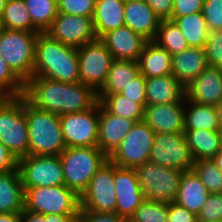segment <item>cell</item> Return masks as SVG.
<instances>
[{"label": "cell", "mask_w": 222, "mask_h": 222, "mask_svg": "<svg viewBox=\"0 0 222 222\" xmlns=\"http://www.w3.org/2000/svg\"><path fill=\"white\" fill-rule=\"evenodd\" d=\"M24 96L36 108L59 116L84 112L99 102L98 92L79 81L64 83L39 76L25 84Z\"/></svg>", "instance_id": "6da1fadb"}, {"label": "cell", "mask_w": 222, "mask_h": 222, "mask_svg": "<svg viewBox=\"0 0 222 222\" xmlns=\"http://www.w3.org/2000/svg\"><path fill=\"white\" fill-rule=\"evenodd\" d=\"M33 76L75 83L79 81L77 48L67 46L40 32L35 44V64Z\"/></svg>", "instance_id": "7a4b0ae2"}, {"label": "cell", "mask_w": 222, "mask_h": 222, "mask_svg": "<svg viewBox=\"0 0 222 222\" xmlns=\"http://www.w3.org/2000/svg\"><path fill=\"white\" fill-rule=\"evenodd\" d=\"M24 112L28 124V155H60L66 148L60 116L32 105L24 96Z\"/></svg>", "instance_id": "3957f363"}, {"label": "cell", "mask_w": 222, "mask_h": 222, "mask_svg": "<svg viewBox=\"0 0 222 222\" xmlns=\"http://www.w3.org/2000/svg\"><path fill=\"white\" fill-rule=\"evenodd\" d=\"M59 157L63 167L65 186L79 197L87 190L98 169L108 161V156L97 146L65 148Z\"/></svg>", "instance_id": "277c9868"}, {"label": "cell", "mask_w": 222, "mask_h": 222, "mask_svg": "<svg viewBox=\"0 0 222 222\" xmlns=\"http://www.w3.org/2000/svg\"><path fill=\"white\" fill-rule=\"evenodd\" d=\"M37 36L38 33L5 28L0 32V56L24 84L33 77Z\"/></svg>", "instance_id": "5b68a950"}, {"label": "cell", "mask_w": 222, "mask_h": 222, "mask_svg": "<svg viewBox=\"0 0 222 222\" xmlns=\"http://www.w3.org/2000/svg\"><path fill=\"white\" fill-rule=\"evenodd\" d=\"M0 142L17 160L28 156L29 131L24 112V95L0 101Z\"/></svg>", "instance_id": "8992f818"}, {"label": "cell", "mask_w": 222, "mask_h": 222, "mask_svg": "<svg viewBox=\"0 0 222 222\" xmlns=\"http://www.w3.org/2000/svg\"><path fill=\"white\" fill-rule=\"evenodd\" d=\"M145 199L149 201L175 202L183 170L146 162L135 169Z\"/></svg>", "instance_id": "52a82bcc"}, {"label": "cell", "mask_w": 222, "mask_h": 222, "mask_svg": "<svg viewBox=\"0 0 222 222\" xmlns=\"http://www.w3.org/2000/svg\"><path fill=\"white\" fill-rule=\"evenodd\" d=\"M156 133L143 120L136 122L120 145L108 156L118 167L135 169L149 162Z\"/></svg>", "instance_id": "ba28073f"}, {"label": "cell", "mask_w": 222, "mask_h": 222, "mask_svg": "<svg viewBox=\"0 0 222 222\" xmlns=\"http://www.w3.org/2000/svg\"><path fill=\"white\" fill-rule=\"evenodd\" d=\"M23 189L27 210L44 215L79 213L80 197L65 185Z\"/></svg>", "instance_id": "9c48e42d"}, {"label": "cell", "mask_w": 222, "mask_h": 222, "mask_svg": "<svg viewBox=\"0 0 222 222\" xmlns=\"http://www.w3.org/2000/svg\"><path fill=\"white\" fill-rule=\"evenodd\" d=\"M79 82L96 92L106 83L113 56L104 42L97 38L77 48Z\"/></svg>", "instance_id": "30bf717a"}, {"label": "cell", "mask_w": 222, "mask_h": 222, "mask_svg": "<svg viewBox=\"0 0 222 222\" xmlns=\"http://www.w3.org/2000/svg\"><path fill=\"white\" fill-rule=\"evenodd\" d=\"M23 188L65 185L59 155H28L18 160Z\"/></svg>", "instance_id": "8fae6325"}, {"label": "cell", "mask_w": 222, "mask_h": 222, "mask_svg": "<svg viewBox=\"0 0 222 222\" xmlns=\"http://www.w3.org/2000/svg\"><path fill=\"white\" fill-rule=\"evenodd\" d=\"M149 162L183 171L192 170L194 159L184 133H156Z\"/></svg>", "instance_id": "7c38bea8"}, {"label": "cell", "mask_w": 222, "mask_h": 222, "mask_svg": "<svg viewBox=\"0 0 222 222\" xmlns=\"http://www.w3.org/2000/svg\"><path fill=\"white\" fill-rule=\"evenodd\" d=\"M60 122L66 148L97 146L99 102L84 112L60 115Z\"/></svg>", "instance_id": "4fadbf2b"}, {"label": "cell", "mask_w": 222, "mask_h": 222, "mask_svg": "<svg viewBox=\"0 0 222 222\" xmlns=\"http://www.w3.org/2000/svg\"><path fill=\"white\" fill-rule=\"evenodd\" d=\"M116 192L114 164L106 161L94 174L87 190L80 197V210L115 212Z\"/></svg>", "instance_id": "5bb4252c"}, {"label": "cell", "mask_w": 222, "mask_h": 222, "mask_svg": "<svg viewBox=\"0 0 222 222\" xmlns=\"http://www.w3.org/2000/svg\"><path fill=\"white\" fill-rule=\"evenodd\" d=\"M46 33L62 44L74 48H80L97 39L93 18L59 12Z\"/></svg>", "instance_id": "9a60e30c"}, {"label": "cell", "mask_w": 222, "mask_h": 222, "mask_svg": "<svg viewBox=\"0 0 222 222\" xmlns=\"http://www.w3.org/2000/svg\"><path fill=\"white\" fill-rule=\"evenodd\" d=\"M114 186L116 192L115 213L130 219L145 200L134 169L118 167L114 164Z\"/></svg>", "instance_id": "2e32d148"}, {"label": "cell", "mask_w": 222, "mask_h": 222, "mask_svg": "<svg viewBox=\"0 0 222 222\" xmlns=\"http://www.w3.org/2000/svg\"><path fill=\"white\" fill-rule=\"evenodd\" d=\"M185 97L170 104L146 105L143 121L155 133H184Z\"/></svg>", "instance_id": "e0dca14e"}, {"label": "cell", "mask_w": 222, "mask_h": 222, "mask_svg": "<svg viewBox=\"0 0 222 222\" xmlns=\"http://www.w3.org/2000/svg\"><path fill=\"white\" fill-rule=\"evenodd\" d=\"M185 97L197 104L216 106L222 99V69L207 66L185 87Z\"/></svg>", "instance_id": "ac0fdd59"}, {"label": "cell", "mask_w": 222, "mask_h": 222, "mask_svg": "<svg viewBox=\"0 0 222 222\" xmlns=\"http://www.w3.org/2000/svg\"><path fill=\"white\" fill-rule=\"evenodd\" d=\"M136 122L109 113L99 103V127L97 147L109 156L125 138Z\"/></svg>", "instance_id": "d6986e66"}, {"label": "cell", "mask_w": 222, "mask_h": 222, "mask_svg": "<svg viewBox=\"0 0 222 222\" xmlns=\"http://www.w3.org/2000/svg\"><path fill=\"white\" fill-rule=\"evenodd\" d=\"M101 40L111 52L113 59L135 62L138 61L145 44L148 42L143 36L125 25L106 33Z\"/></svg>", "instance_id": "ffe728a7"}, {"label": "cell", "mask_w": 222, "mask_h": 222, "mask_svg": "<svg viewBox=\"0 0 222 222\" xmlns=\"http://www.w3.org/2000/svg\"><path fill=\"white\" fill-rule=\"evenodd\" d=\"M160 21L159 17L144 0L125 3V26L140 34L146 40L153 41L155 39Z\"/></svg>", "instance_id": "44dd1931"}, {"label": "cell", "mask_w": 222, "mask_h": 222, "mask_svg": "<svg viewBox=\"0 0 222 222\" xmlns=\"http://www.w3.org/2000/svg\"><path fill=\"white\" fill-rule=\"evenodd\" d=\"M147 105L170 104L185 97V87L173 75L146 78Z\"/></svg>", "instance_id": "7402d4cb"}, {"label": "cell", "mask_w": 222, "mask_h": 222, "mask_svg": "<svg viewBox=\"0 0 222 222\" xmlns=\"http://www.w3.org/2000/svg\"><path fill=\"white\" fill-rule=\"evenodd\" d=\"M208 66L204 48H191L172 56V74L186 87Z\"/></svg>", "instance_id": "603a6c76"}, {"label": "cell", "mask_w": 222, "mask_h": 222, "mask_svg": "<svg viewBox=\"0 0 222 222\" xmlns=\"http://www.w3.org/2000/svg\"><path fill=\"white\" fill-rule=\"evenodd\" d=\"M125 3L121 0H96L93 25L97 38L125 25Z\"/></svg>", "instance_id": "cb8c5ba5"}, {"label": "cell", "mask_w": 222, "mask_h": 222, "mask_svg": "<svg viewBox=\"0 0 222 222\" xmlns=\"http://www.w3.org/2000/svg\"><path fill=\"white\" fill-rule=\"evenodd\" d=\"M210 192L193 171H184L175 202L198 215Z\"/></svg>", "instance_id": "d4e9b609"}, {"label": "cell", "mask_w": 222, "mask_h": 222, "mask_svg": "<svg viewBox=\"0 0 222 222\" xmlns=\"http://www.w3.org/2000/svg\"><path fill=\"white\" fill-rule=\"evenodd\" d=\"M194 161L211 160L222 149V132L206 129H184Z\"/></svg>", "instance_id": "484cf974"}, {"label": "cell", "mask_w": 222, "mask_h": 222, "mask_svg": "<svg viewBox=\"0 0 222 222\" xmlns=\"http://www.w3.org/2000/svg\"><path fill=\"white\" fill-rule=\"evenodd\" d=\"M25 208V190L19 169L0 175V213L21 212Z\"/></svg>", "instance_id": "4316f807"}, {"label": "cell", "mask_w": 222, "mask_h": 222, "mask_svg": "<svg viewBox=\"0 0 222 222\" xmlns=\"http://www.w3.org/2000/svg\"><path fill=\"white\" fill-rule=\"evenodd\" d=\"M172 56L154 41H148L138 59L140 74L146 78L172 74Z\"/></svg>", "instance_id": "83f0119b"}, {"label": "cell", "mask_w": 222, "mask_h": 222, "mask_svg": "<svg viewBox=\"0 0 222 222\" xmlns=\"http://www.w3.org/2000/svg\"><path fill=\"white\" fill-rule=\"evenodd\" d=\"M140 74L139 64L130 60H113L106 83L98 94H120Z\"/></svg>", "instance_id": "f1b7e54d"}, {"label": "cell", "mask_w": 222, "mask_h": 222, "mask_svg": "<svg viewBox=\"0 0 222 222\" xmlns=\"http://www.w3.org/2000/svg\"><path fill=\"white\" fill-rule=\"evenodd\" d=\"M184 129L220 131V123L215 106L197 104L188 101L185 97Z\"/></svg>", "instance_id": "f546056e"}, {"label": "cell", "mask_w": 222, "mask_h": 222, "mask_svg": "<svg viewBox=\"0 0 222 222\" xmlns=\"http://www.w3.org/2000/svg\"><path fill=\"white\" fill-rule=\"evenodd\" d=\"M191 48H204L208 37V26L202 12L183 17H171Z\"/></svg>", "instance_id": "4dcf8cb0"}, {"label": "cell", "mask_w": 222, "mask_h": 222, "mask_svg": "<svg viewBox=\"0 0 222 222\" xmlns=\"http://www.w3.org/2000/svg\"><path fill=\"white\" fill-rule=\"evenodd\" d=\"M0 19L2 28L40 33L32 24V19L24 0H7Z\"/></svg>", "instance_id": "1f68e13d"}, {"label": "cell", "mask_w": 222, "mask_h": 222, "mask_svg": "<svg viewBox=\"0 0 222 222\" xmlns=\"http://www.w3.org/2000/svg\"><path fill=\"white\" fill-rule=\"evenodd\" d=\"M99 103L116 116L132 119L135 122L144 118V108L122 94H98Z\"/></svg>", "instance_id": "d6a6232c"}, {"label": "cell", "mask_w": 222, "mask_h": 222, "mask_svg": "<svg viewBox=\"0 0 222 222\" xmlns=\"http://www.w3.org/2000/svg\"><path fill=\"white\" fill-rule=\"evenodd\" d=\"M159 47L165 49L171 56L181 53L189 46L177 25L172 20H161L155 39Z\"/></svg>", "instance_id": "836d02e7"}, {"label": "cell", "mask_w": 222, "mask_h": 222, "mask_svg": "<svg viewBox=\"0 0 222 222\" xmlns=\"http://www.w3.org/2000/svg\"><path fill=\"white\" fill-rule=\"evenodd\" d=\"M29 10L32 24L40 31L46 32L58 14L57 0H24Z\"/></svg>", "instance_id": "e575fe53"}, {"label": "cell", "mask_w": 222, "mask_h": 222, "mask_svg": "<svg viewBox=\"0 0 222 222\" xmlns=\"http://www.w3.org/2000/svg\"><path fill=\"white\" fill-rule=\"evenodd\" d=\"M192 170L210 193H222V171L212 160L194 161Z\"/></svg>", "instance_id": "d590c367"}, {"label": "cell", "mask_w": 222, "mask_h": 222, "mask_svg": "<svg viewBox=\"0 0 222 222\" xmlns=\"http://www.w3.org/2000/svg\"><path fill=\"white\" fill-rule=\"evenodd\" d=\"M130 220L132 222H168V203L145 199Z\"/></svg>", "instance_id": "8d00e7d4"}, {"label": "cell", "mask_w": 222, "mask_h": 222, "mask_svg": "<svg viewBox=\"0 0 222 222\" xmlns=\"http://www.w3.org/2000/svg\"><path fill=\"white\" fill-rule=\"evenodd\" d=\"M25 84L12 72L0 56V94L3 97L24 95Z\"/></svg>", "instance_id": "74e56055"}, {"label": "cell", "mask_w": 222, "mask_h": 222, "mask_svg": "<svg viewBox=\"0 0 222 222\" xmlns=\"http://www.w3.org/2000/svg\"><path fill=\"white\" fill-rule=\"evenodd\" d=\"M57 5L59 13L93 18L96 0H57Z\"/></svg>", "instance_id": "f35d334b"}, {"label": "cell", "mask_w": 222, "mask_h": 222, "mask_svg": "<svg viewBox=\"0 0 222 222\" xmlns=\"http://www.w3.org/2000/svg\"><path fill=\"white\" fill-rule=\"evenodd\" d=\"M204 50L208 66L222 69V29L208 31Z\"/></svg>", "instance_id": "ab89813d"}, {"label": "cell", "mask_w": 222, "mask_h": 222, "mask_svg": "<svg viewBox=\"0 0 222 222\" xmlns=\"http://www.w3.org/2000/svg\"><path fill=\"white\" fill-rule=\"evenodd\" d=\"M222 221V193H210L197 215V222Z\"/></svg>", "instance_id": "60d3db41"}, {"label": "cell", "mask_w": 222, "mask_h": 222, "mask_svg": "<svg viewBox=\"0 0 222 222\" xmlns=\"http://www.w3.org/2000/svg\"><path fill=\"white\" fill-rule=\"evenodd\" d=\"M79 213L41 214L27 209L20 212V222H78Z\"/></svg>", "instance_id": "b9f144b4"}, {"label": "cell", "mask_w": 222, "mask_h": 222, "mask_svg": "<svg viewBox=\"0 0 222 222\" xmlns=\"http://www.w3.org/2000/svg\"><path fill=\"white\" fill-rule=\"evenodd\" d=\"M202 14L209 31L222 29V0H205Z\"/></svg>", "instance_id": "7bdbcfd3"}, {"label": "cell", "mask_w": 222, "mask_h": 222, "mask_svg": "<svg viewBox=\"0 0 222 222\" xmlns=\"http://www.w3.org/2000/svg\"><path fill=\"white\" fill-rule=\"evenodd\" d=\"M145 88L146 77L139 74L124 87V90L120 94L139 103L144 108L147 105Z\"/></svg>", "instance_id": "ee69618b"}, {"label": "cell", "mask_w": 222, "mask_h": 222, "mask_svg": "<svg viewBox=\"0 0 222 222\" xmlns=\"http://www.w3.org/2000/svg\"><path fill=\"white\" fill-rule=\"evenodd\" d=\"M125 218L115 212L79 210L78 222H124Z\"/></svg>", "instance_id": "f6af8a7d"}, {"label": "cell", "mask_w": 222, "mask_h": 222, "mask_svg": "<svg viewBox=\"0 0 222 222\" xmlns=\"http://www.w3.org/2000/svg\"><path fill=\"white\" fill-rule=\"evenodd\" d=\"M205 0H174L171 17H183L202 12Z\"/></svg>", "instance_id": "bcb514c9"}, {"label": "cell", "mask_w": 222, "mask_h": 222, "mask_svg": "<svg viewBox=\"0 0 222 222\" xmlns=\"http://www.w3.org/2000/svg\"><path fill=\"white\" fill-rule=\"evenodd\" d=\"M168 222H197V215L176 202H171L168 203Z\"/></svg>", "instance_id": "7dc6e473"}, {"label": "cell", "mask_w": 222, "mask_h": 222, "mask_svg": "<svg viewBox=\"0 0 222 222\" xmlns=\"http://www.w3.org/2000/svg\"><path fill=\"white\" fill-rule=\"evenodd\" d=\"M160 20H168L173 14L174 0H144Z\"/></svg>", "instance_id": "c3c4849f"}, {"label": "cell", "mask_w": 222, "mask_h": 222, "mask_svg": "<svg viewBox=\"0 0 222 222\" xmlns=\"http://www.w3.org/2000/svg\"><path fill=\"white\" fill-rule=\"evenodd\" d=\"M18 169V160L11 151L0 142V175Z\"/></svg>", "instance_id": "681fc988"}, {"label": "cell", "mask_w": 222, "mask_h": 222, "mask_svg": "<svg viewBox=\"0 0 222 222\" xmlns=\"http://www.w3.org/2000/svg\"><path fill=\"white\" fill-rule=\"evenodd\" d=\"M0 222H20V212L0 213Z\"/></svg>", "instance_id": "f907efd6"}, {"label": "cell", "mask_w": 222, "mask_h": 222, "mask_svg": "<svg viewBox=\"0 0 222 222\" xmlns=\"http://www.w3.org/2000/svg\"><path fill=\"white\" fill-rule=\"evenodd\" d=\"M211 160L222 171V149Z\"/></svg>", "instance_id": "816d5d0a"}, {"label": "cell", "mask_w": 222, "mask_h": 222, "mask_svg": "<svg viewBox=\"0 0 222 222\" xmlns=\"http://www.w3.org/2000/svg\"><path fill=\"white\" fill-rule=\"evenodd\" d=\"M219 123H220V131L222 132V99L215 106Z\"/></svg>", "instance_id": "f5cc1de1"}, {"label": "cell", "mask_w": 222, "mask_h": 222, "mask_svg": "<svg viewBox=\"0 0 222 222\" xmlns=\"http://www.w3.org/2000/svg\"><path fill=\"white\" fill-rule=\"evenodd\" d=\"M6 2H7V0H0V18L3 14L4 9H5Z\"/></svg>", "instance_id": "db71d44e"}, {"label": "cell", "mask_w": 222, "mask_h": 222, "mask_svg": "<svg viewBox=\"0 0 222 222\" xmlns=\"http://www.w3.org/2000/svg\"><path fill=\"white\" fill-rule=\"evenodd\" d=\"M121 1L126 3V2H130V1H135V0H121Z\"/></svg>", "instance_id": "11a10c76"}, {"label": "cell", "mask_w": 222, "mask_h": 222, "mask_svg": "<svg viewBox=\"0 0 222 222\" xmlns=\"http://www.w3.org/2000/svg\"><path fill=\"white\" fill-rule=\"evenodd\" d=\"M2 29H3V28H2V25H1V19H0V32H1Z\"/></svg>", "instance_id": "9f6ffc18"}, {"label": "cell", "mask_w": 222, "mask_h": 222, "mask_svg": "<svg viewBox=\"0 0 222 222\" xmlns=\"http://www.w3.org/2000/svg\"><path fill=\"white\" fill-rule=\"evenodd\" d=\"M124 222H132L130 219H125Z\"/></svg>", "instance_id": "6f0895ef"}, {"label": "cell", "mask_w": 222, "mask_h": 222, "mask_svg": "<svg viewBox=\"0 0 222 222\" xmlns=\"http://www.w3.org/2000/svg\"><path fill=\"white\" fill-rule=\"evenodd\" d=\"M4 97L0 94V101L3 99Z\"/></svg>", "instance_id": "680465c9"}]
</instances>
